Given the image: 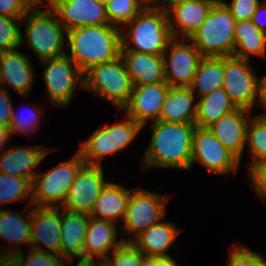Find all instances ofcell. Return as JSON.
<instances>
[{
    "mask_svg": "<svg viewBox=\"0 0 266 266\" xmlns=\"http://www.w3.org/2000/svg\"><path fill=\"white\" fill-rule=\"evenodd\" d=\"M187 42L190 40L173 38L162 55L165 82L169 86L188 87L203 58L196 46L192 42Z\"/></svg>",
    "mask_w": 266,
    "mask_h": 266,
    "instance_id": "obj_13",
    "label": "cell"
},
{
    "mask_svg": "<svg viewBox=\"0 0 266 266\" xmlns=\"http://www.w3.org/2000/svg\"><path fill=\"white\" fill-rule=\"evenodd\" d=\"M197 161L214 174L229 175L237 171L240 161L228 151L209 128L196 126L192 137L191 167Z\"/></svg>",
    "mask_w": 266,
    "mask_h": 266,
    "instance_id": "obj_12",
    "label": "cell"
},
{
    "mask_svg": "<svg viewBox=\"0 0 266 266\" xmlns=\"http://www.w3.org/2000/svg\"><path fill=\"white\" fill-rule=\"evenodd\" d=\"M85 165L79 151L47 172L37 173L32 181V206L61 207L79 170Z\"/></svg>",
    "mask_w": 266,
    "mask_h": 266,
    "instance_id": "obj_8",
    "label": "cell"
},
{
    "mask_svg": "<svg viewBox=\"0 0 266 266\" xmlns=\"http://www.w3.org/2000/svg\"><path fill=\"white\" fill-rule=\"evenodd\" d=\"M32 183L19 176L0 173V204L22 202L28 199L32 207Z\"/></svg>",
    "mask_w": 266,
    "mask_h": 266,
    "instance_id": "obj_33",
    "label": "cell"
},
{
    "mask_svg": "<svg viewBox=\"0 0 266 266\" xmlns=\"http://www.w3.org/2000/svg\"><path fill=\"white\" fill-rule=\"evenodd\" d=\"M25 37L21 30L20 43L32 49L40 61L67 53V31L52 10L28 11L22 18ZM66 45V46H65ZM66 50V51H65Z\"/></svg>",
    "mask_w": 266,
    "mask_h": 266,
    "instance_id": "obj_4",
    "label": "cell"
},
{
    "mask_svg": "<svg viewBox=\"0 0 266 266\" xmlns=\"http://www.w3.org/2000/svg\"><path fill=\"white\" fill-rule=\"evenodd\" d=\"M98 266H106V265H104L103 262L98 261Z\"/></svg>",
    "mask_w": 266,
    "mask_h": 266,
    "instance_id": "obj_52",
    "label": "cell"
},
{
    "mask_svg": "<svg viewBox=\"0 0 266 266\" xmlns=\"http://www.w3.org/2000/svg\"><path fill=\"white\" fill-rule=\"evenodd\" d=\"M9 138H11L9 127L0 125V150H4Z\"/></svg>",
    "mask_w": 266,
    "mask_h": 266,
    "instance_id": "obj_49",
    "label": "cell"
},
{
    "mask_svg": "<svg viewBox=\"0 0 266 266\" xmlns=\"http://www.w3.org/2000/svg\"><path fill=\"white\" fill-rule=\"evenodd\" d=\"M143 127L126 115L113 125H100L78 150L87 165L102 166V159L124 150L134 141Z\"/></svg>",
    "mask_w": 266,
    "mask_h": 266,
    "instance_id": "obj_7",
    "label": "cell"
},
{
    "mask_svg": "<svg viewBox=\"0 0 266 266\" xmlns=\"http://www.w3.org/2000/svg\"><path fill=\"white\" fill-rule=\"evenodd\" d=\"M51 149L36 146H14L0 154V173L19 176L28 179L31 183L36 176L35 168L48 155Z\"/></svg>",
    "mask_w": 266,
    "mask_h": 266,
    "instance_id": "obj_21",
    "label": "cell"
},
{
    "mask_svg": "<svg viewBox=\"0 0 266 266\" xmlns=\"http://www.w3.org/2000/svg\"><path fill=\"white\" fill-rule=\"evenodd\" d=\"M223 88L236 107L254 111L256 102L260 107L259 77L250 61L235 56L223 57Z\"/></svg>",
    "mask_w": 266,
    "mask_h": 266,
    "instance_id": "obj_10",
    "label": "cell"
},
{
    "mask_svg": "<svg viewBox=\"0 0 266 266\" xmlns=\"http://www.w3.org/2000/svg\"><path fill=\"white\" fill-rule=\"evenodd\" d=\"M227 266H266V258L246 245L231 246Z\"/></svg>",
    "mask_w": 266,
    "mask_h": 266,
    "instance_id": "obj_39",
    "label": "cell"
},
{
    "mask_svg": "<svg viewBox=\"0 0 266 266\" xmlns=\"http://www.w3.org/2000/svg\"><path fill=\"white\" fill-rule=\"evenodd\" d=\"M28 11L22 0H0V15L23 17Z\"/></svg>",
    "mask_w": 266,
    "mask_h": 266,
    "instance_id": "obj_43",
    "label": "cell"
},
{
    "mask_svg": "<svg viewBox=\"0 0 266 266\" xmlns=\"http://www.w3.org/2000/svg\"><path fill=\"white\" fill-rule=\"evenodd\" d=\"M151 125L152 137L140 163L142 172L159 167L190 170L195 123L158 120Z\"/></svg>",
    "mask_w": 266,
    "mask_h": 266,
    "instance_id": "obj_1",
    "label": "cell"
},
{
    "mask_svg": "<svg viewBox=\"0 0 266 266\" xmlns=\"http://www.w3.org/2000/svg\"><path fill=\"white\" fill-rule=\"evenodd\" d=\"M225 6L230 10L231 15L236 22L251 20L254 12L260 4V0H232L229 3L221 0Z\"/></svg>",
    "mask_w": 266,
    "mask_h": 266,
    "instance_id": "obj_40",
    "label": "cell"
},
{
    "mask_svg": "<svg viewBox=\"0 0 266 266\" xmlns=\"http://www.w3.org/2000/svg\"><path fill=\"white\" fill-rule=\"evenodd\" d=\"M142 266H179L172 256H158L148 257L145 256Z\"/></svg>",
    "mask_w": 266,
    "mask_h": 266,
    "instance_id": "obj_45",
    "label": "cell"
},
{
    "mask_svg": "<svg viewBox=\"0 0 266 266\" xmlns=\"http://www.w3.org/2000/svg\"><path fill=\"white\" fill-rule=\"evenodd\" d=\"M44 0H22L23 4L29 11H37V10H52L55 0H47V2L43 3ZM48 4L44 9H40L41 5Z\"/></svg>",
    "mask_w": 266,
    "mask_h": 266,
    "instance_id": "obj_47",
    "label": "cell"
},
{
    "mask_svg": "<svg viewBox=\"0 0 266 266\" xmlns=\"http://www.w3.org/2000/svg\"><path fill=\"white\" fill-rule=\"evenodd\" d=\"M246 145L250 150V170L256 163L266 159V113L251 116L247 126Z\"/></svg>",
    "mask_w": 266,
    "mask_h": 266,
    "instance_id": "obj_32",
    "label": "cell"
},
{
    "mask_svg": "<svg viewBox=\"0 0 266 266\" xmlns=\"http://www.w3.org/2000/svg\"><path fill=\"white\" fill-rule=\"evenodd\" d=\"M52 11L66 31L109 24L105 4L96 0H55Z\"/></svg>",
    "mask_w": 266,
    "mask_h": 266,
    "instance_id": "obj_16",
    "label": "cell"
},
{
    "mask_svg": "<svg viewBox=\"0 0 266 266\" xmlns=\"http://www.w3.org/2000/svg\"><path fill=\"white\" fill-rule=\"evenodd\" d=\"M26 111V115L20 113H16L15 108H13L9 130H10V136L16 134V133H23L25 135L31 132H36L39 125H40V117L42 114V109H40L38 106H30ZM35 107V108H34Z\"/></svg>",
    "mask_w": 266,
    "mask_h": 266,
    "instance_id": "obj_38",
    "label": "cell"
},
{
    "mask_svg": "<svg viewBox=\"0 0 266 266\" xmlns=\"http://www.w3.org/2000/svg\"><path fill=\"white\" fill-rule=\"evenodd\" d=\"M236 20L221 0H217L206 20L189 40L203 57L233 56Z\"/></svg>",
    "mask_w": 266,
    "mask_h": 266,
    "instance_id": "obj_5",
    "label": "cell"
},
{
    "mask_svg": "<svg viewBox=\"0 0 266 266\" xmlns=\"http://www.w3.org/2000/svg\"><path fill=\"white\" fill-rule=\"evenodd\" d=\"M40 62L51 102L58 107L67 106L78 85L84 89V74L66 54Z\"/></svg>",
    "mask_w": 266,
    "mask_h": 266,
    "instance_id": "obj_11",
    "label": "cell"
},
{
    "mask_svg": "<svg viewBox=\"0 0 266 266\" xmlns=\"http://www.w3.org/2000/svg\"><path fill=\"white\" fill-rule=\"evenodd\" d=\"M27 213H18L6 209L5 205L0 206V238L9 243L5 251H0V265L12 255L22 252L21 244L30 245L32 209Z\"/></svg>",
    "mask_w": 266,
    "mask_h": 266,
    "instance_id": "obj_20",
    "label": "cell"
},
{
    "mask_svg": "<svg viewBox=\"0 0 266 266\" xmlns=\"http://www.w3.org/2000/svg\"><path fill=\"white\" fill-rule=\"evenodd\" d=\"M121 57L125 62L133 86L165 82L162 55L121 51Z\"/></svg>",
    "mask_w": 266,
    "mask_h": 266,
    "instance_id": "obj_25",
    "label": "cell"
},
{
    "mask_svg": "<svg viewBox=\"0 0 266 266\" xmlns=\"http://www.w3.org/2000/svg\"><path fill=\"white\" fill-rule=\"evenodd\" d=\"M263 13L266 15V5L263 3H260L256 11L253 14L251 21L257 26V28L261 32L266 33V17L264 16Z\"/></svg>",
    "mask_w": 266,
    "mask_h": 266,
    "instance_id": "obj_46",
    "label": "cell"
},
{
    "mask_svg": "<svg viewBox=\"0 0 266 266\" xmlns=\"http://www.w3.org/2000/svg\"><path fill=\"white\" fill-rule=\"evenodd\" d=\"M249 171L251 185L259 199L266 200V159L256 163Z\"/></svg>",
    "mask_w": 266,
    "mask_h": 266,
    "instance_id": "obj_41",
    "label": "cell"
},
{
    "mask_svg": "<svg viewBox=\"0 0 266 266\" xmlns=\"http://www.w3.org/2000/svg\"><path fill=\"white\" fill-rule=\"evenodd\" d=\"M251 113L248 109L237 107L208 127L222 145L240 161V164Z\"/></svg>",
    "mask_w": 266,
    "mask_h": 266,
    "instance_id": "obj_18",
    "label": "cell"
},
{
    "mask_svg": "<svg viewBox=\"0 0 266 266\" xmlns=\"http://www.w3.org/2000/svg\"><path fill=\"white\" fill-rule=\"evenodd\" d=\"M180 230L171 222L161 221L138 234L131 242L148 257L168 256L167 252Z\"/></svg>",
    "mask_w": 266,
    "mask_h": 266,
    "instance_id": "obj_27",
    "label": "cell"
},
{
    "mask_svg": "<svg viewBox=\"0 0 266 266\" xmlns=\"http://www.w3.org/2000/svg\"><path fill=\"white\" fill-rule=\"evenodd\" d=\"M198 99L194 123L202 128L210 127L223 115L237 108L223 87Z\"/></svg>",
    "mask_w": 266,
    "mask_h": 266,
    "instance_id": "obj_30",
    "label": "cell"
},
{
    "mask_svg": "<svg viewBox=\"0 0 266 266\" xmlns=\"http://www.w3.org/2000/svg\"><path fill=\"white\" fill-rule=\"evenodd\" d=\"M105 8L109 24L118 28H124L144 9L142 0H108Z\"/></svg>",
    "mask_w": 266,
    "mask_h": 266,
    "instance_id": "obj_34",
    "label": "cell"
},
{
    "mask_svg": "<svg viewBox=\"0 0 266 266\" xmlns=\"http://www.w3.org/2000/svg\"><path fill=\"white\" fill-rule=\"evenodd\" d=\"M90 216L62 209L60 256L67 264L74 258L83 259V246Z\"/></svg>",
    "mask_w": 266,
    "mask_h": 266,
    "instance_id": "obj_24",
    "label": "cell"
},
{
    "mask_svg": "<svg viewBox=\"0 0 266 266\" xmlns=\"http://www.w3.org/2000/svg\"><path fill=\"white\" fill-rule=\"evenodd\" d=\"M125 27L121 29V51L163 55L173 39L168 15L163 12L143 9Z\"/></svg>",
    "mask_w": 266,
    "mask_h": 266,
    "instance_id": "obj_3",
    "label": "cell"
},
{
    "mask_svg": "<svg viewBox=\"0 0 266 266\" xmlns=\"http://www.w3.org/2000/svg\"><path fill=\"white\" fill-rule=\"evenodd\" d=\"M26 254L24 255L23 251L16 253L0 266H64L66 262L60 255L32 248Z\"/></svg>",
    "mask_w": 266,
    "mask_h": 266,
    "instance_id": "obj_35",
    "label": "cell"
},
{
    "mask_svg": "<svg viewBox=\"0 0 266 266\" xmlns=\"http://www.w3.org/2000/svg\"><path fill=\"white\" fill-rule=\"evenodd\" d=\"M17 49L0 52V87L8 90L9 85L25 97L30 95L35 81V67L31 64L30 57Z\"/></svg>",
    "mask_w": 266,
    "mask_h": 266,
    "instance_id": "obj_19",
    "label": "cell"
},
{
    "mask_svg": "<svg viewBox=\"0 0 266 266\" xmlns=\"http://www.w3.org/2000/svg\"><path fill=\"white\" fill-rule=\"evenodd\" d=\"M121 32L110 24L71 29L66 36L70 54L66 55L85 74L92 67L121 56Z\"/></svg>",
    "mask_w": 266,
    "mask_h": 266,
    "instance_id": "obj_2",
    "label": "cell"
},
{
    "mask_svg": "<svg viewBox=\"0 0 266 266\" xmlns=\"http://www.w3.org/2000/svg\"><path fill=\"white\" fill-rule=\"evenodd\" d=\"M98 1L99 3H102V4H106L108 2V0H96Z\"/></svg>",
    "mask_w": 266,
    "mask_h": 266,
    "instance_id": "obj_51",
    "label": "cell"
},
{
    "mask_svg": "<svg viewBox=\"0 0 266 266\" xmlns=\"http://www.w3.org/2000/svg\"><path fill=\"white\" fill-rule=\"evenodd\" d=\"M118 228L114 222L90 217L83 246V259L103 262L110 251L120 246L124 240H117Z\"/></svg>",
    "mask_w": 266,
    "mask_h": 266,
    "instance_id": "obj_23",
    "label": "cell"
},
{
    "mask_svg": "<svg viewBox=\"0 0 266 266\" xmlns=\"http://www.w3.org/2000/svg\"><path fill=\"white\" fill-rule=\"evenodd\" d=\"M170 86L166 82L134 86L128 104L122 109L142 127L158 121Z\"/></svg>",
    "mask_w": 266,
    "mask_h": 266,
    "instance_id": "obj_17",
    "label": "cell"
},
{
    "mask_svg": "<svg viewBox=\"0 0 266 266\" xmlns=\"http://www.w3.org/2000/svg\"><path fill=\"white\" fill-rule=\"evenodd\" d=\"M145 254L132 242H123L103 261L106 266H142Z\"/></svg>",
    "mask_w": 266,
    "mask_h": 266,
    "instance_id": "obj_36",
    "label": "cell"
},
{
    "mask_svg": "<svg viewBox=\"0 0 266 266\" xmlns=\"http://www.w3.org/2000/svg\"><path fill=\"white\" fill-rule=\"evenodd\" d=\"M189 87L170 86L160 112V121L194 123L197 102Z\"/></svg>",
    "mask_w": 266,
    "mask_h": 266,
    "instance_id": "obj_28",
    "label": "cell"
},
{
    "mask_svg": "<svg viewBox=\"0 0 266 266\" xmlns=\"http://www.w3.org/2000/svg\"><path fill=\"white\" fill-rule=\"evenodd\" d=\"M223 81V57H203L188 87L201 98L222 88Z\"/></svg>",
    "mask_w": 266,
    "mask_h": 266,
    "instance_id": "obj_29",
    "label": "cell"
},
{
    "mask_svg": "<svg viewBox=\"0 0 266 266\" xmlns=\"http://www.w3.org/2000/svg\"><path fill=\"white\" fill-rule=\"evenodd\" d=\"M103 171L102 166L85 164L68 190L61 208L90 215L99 194L109 182L105 180Z\"/></svg>",
    "mask_w": 266,
    "mask_h": 266,
    "instance_id": "obj_14",
    "label": "cell"
},
{
    "mask_svg": "<svg viewBox=\"0 0 266 266\" xmlns=\"http://www.w3.org/2000/svg\"><path fill=\"white\" fill-rule=\"evenodd\" d=\"M170 200L169 195L160 194L156 191H148L136 188L132 191L123 222L122 237L125 242H131L138 234L148 229L153 224L164 220L166 206ZM133 234V238L129 237Z\"/></svg>",
    "mask_w": 266,
    "mask_h": 266,
    "instance_id": "obj_9",
    "label": "cell"
},
{
    "mask_svg": "<svg viewBox=\"0 0 266 266\" xmlns=\"http://www.w3.org/2000/svg\"><path fill=\"white\" fill-rule=\"evenodd\" d=\"M23 17L0 15V52L16 49L21 46L20 37Z\"/></svg>",
    "mask_w": 266,
    "mask_h": 266,
    "instance_id": "obj_37",
    "label": "cell"
},
{
    "mask_svg": "<svg viewBox=\"0 0 266 266\" xmlns=\"http://www.w3.org/2000/svg\"><path fill=\"white\" fill-rule=\"evenodd\" d=\"M32 209L31 248L60 255L61 207L33 206Z\"/></svg>",
    "mask_w": 266,
    "mask_h": 266,
    "instance_id": "obj_15",
    "label": "cell"
},
{
    "mask_svg": "<svg viewBox=\"0 0 266 266\" xmlns=\"http://www.w3.org/2000/svg\"><path fill=\"white\" fill-rule=\"evenodd\" d=\"M134 189L109 181L95 201L90 217L116 223L124 220L130 195Z\"/></svg>",
    "mask_w": 266,
    "mask_h": 266,
    "instance_id": "obj_26",
    "label": "cell"
},
{
    "mask_svg": "<svg viewBox=\"0 0 266 266\" xmlns=\"http://www.w3.org/2000/svg\"><path fill=\"white\" fill-rule=\"evenodd\" d=\"M251 55L266 56V33L261 32L251 20L238 21L233 56L249 60Z\"/></svg>",
    "mask_w": 266,
    "mask_h": 266,
    "instance_id": "obj_31",
    "label": "cell"
},
{
    "mask_svg": "<svg viewBox=\"0 0 266 266\" xmlns=\"http://www.w3.org/2000/svg\"><path fill=\"white\" fill-rule=\"evenodd\" d=\"M260 107L266 109V75L259 78Z\"/></svg>",
    "mask_w": 266,
    "mask_h": 266,
    "instance_id": "obj_48",
    "label": "cell"
},
{
    "mask_svg": "<svg viewBox=\"0 0 266 266\" xmlns=\"http://www.w3.org/2000/svg\"><path fill=\"white\" fill-rule=\"evenodd\" d=\"M13 108L9 91L0 87V125L9 127Z\"/></svg>",
    "mask_w": 266,
    "mask_h": 266,
    "instance_id": "obj_42",
    "label": "cell"
},
{
    "mask_svg": "<svg viewBox=\"0 0 266 266\" xmlns=\"http://www.w3.org/2000/svg\"><path fill=\"white\" fill-rule=\"evenodd\" d=\"M76 266H98V261L79 259V262L77 263Z\"/></svg>",
    "mask_w": 266,
    "mask_h": 266,
    "instance_id": "obj_50",
    "label": "cell"
},
{
    "mask_svg": "<svg viewBox=\"0 0 266 266\" xmlns=\"http://www.w3.org/2000/svg\"><path fill=\"white\" fill-rule=\"evenodd\" d=\"M186 0H142L143 7L146 10H153L168 14L177 5Z\"/></svg>",
    "mask_w": 266,
    "mask_h": 266,
    "instance_id": "obj_44",
    "label": "cell"
},
{
    "mask_svg": "<svg viewBox=\"0 0 266 266\" xmlns=\"http://www.w3.org/2000/svg\"><path fill=\"white\" fill-rule=\"evenodd\" d=\"M133 83L123 58L96 65L84 74V90L112 103L119 111L128 104Z\"/></svg>",
    "mask_w": 266,
    "mask_h": 266,
    "instance_id": "obj_6",
    "label": "cell"
},
{
    "mask_svg": "<svg viewBox=\"0 0 266 266\" xmlns=\"http://www.w3.org/2000/svg\"><path fill=\"white\" fill-rule=\"evenodd\" d=\"M217 0H186L173 8L168 22L173 38L189 39L206 20L213 4Z\"/></svg>",
    "mask_w": 266,
    "mask_h": 266,
    "instance_id": "obj_22",
    "label": "cell"
}]
</instances>
